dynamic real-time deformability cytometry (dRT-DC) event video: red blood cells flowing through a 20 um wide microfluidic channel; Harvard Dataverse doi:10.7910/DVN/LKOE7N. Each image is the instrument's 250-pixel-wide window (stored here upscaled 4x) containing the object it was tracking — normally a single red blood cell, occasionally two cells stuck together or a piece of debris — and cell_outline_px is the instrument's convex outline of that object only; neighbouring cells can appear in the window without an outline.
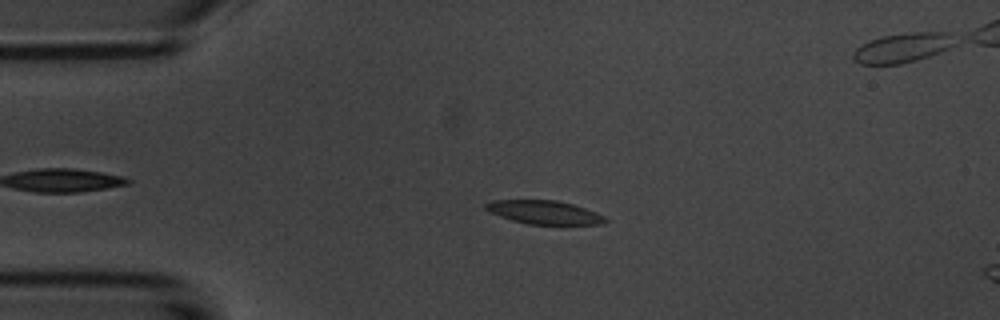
{"species": "common noctule bat (a hibernating species)", "species_latin": "Nyctalus noctula", "temperature_condition": "room temperature", "stored_images_in_passage": 47, "camera_frame_rate_fps": 3000, "um_per_image_px": 0.085, "animal": {"sex": "male", "body_mass_g": 20.1, "forearm_length_mm": 53.5}, "frame": {"image": 1, "passage_image": 12, "time_ms": 3.667, "image_size_px": [1000, 320], "cell_outline_px": [[608, 220], [604, 224], [528, 224], [512, 220], [500, 216], [484, 208], [484, 204], [492, 200], [556, 200], [572, 204], [596, 212], [604, 216]], "centroid_in_image_um": [46.26, 18.04], "position_along_channel_um": 38.7, "area_um2": 16.24}}
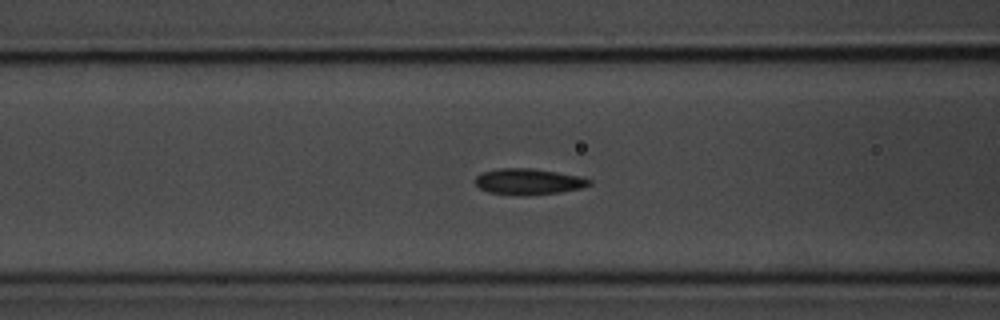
{"frame": {"image": 2, "passage_image": 21, "time_ms": 6.667, "image_size_px": [1000, 320], "cell_outline_px": [[592, 184], [580, 188], [560, 192], [524, 196], [520, 196], [488, 192], [480, 188], [476, 184], [476, 176], [484, 172], [496, 168], [532, 168], [580, 176], [592, 180]], "centroid_in_image_um": [44.92, 15.44], "position_along_channel_um": 121.7, "area_um2": 17.34}}
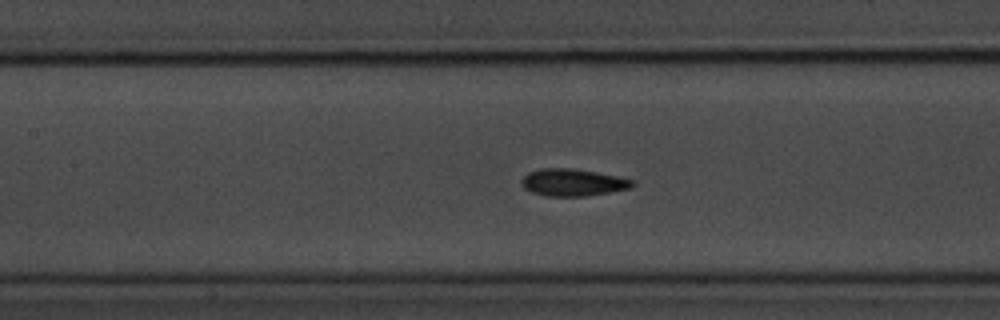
{"frame": {"image": 3, "passage_image": 24, "time_ms": 7.667, "image_size_px": [1000, 320], "cell_outline_px": [[636, 184], [632, 188], [588, 196], [544, 196], [532, 192], [524, 188], [520, 180], [528, 172], [540, 168], [572, 168], [596, 172], [636, 180]], "centroid_in_image_um": [48.71, 15.51], "position_along_channel_um": 158.7, "area_um2": 17.74}, "authors_computed_cell_mechanics": {"area_um2": 17.2822, "velocity_mm_per_s": 3.6736, "shape_relaxation_time_tau1_ms": 2.6383, "shape_relaxation_time_tau2_ms": 1.6777, "deformation_change_tau1": 0.0994, "deformation_change_tau2": 0.0629}}